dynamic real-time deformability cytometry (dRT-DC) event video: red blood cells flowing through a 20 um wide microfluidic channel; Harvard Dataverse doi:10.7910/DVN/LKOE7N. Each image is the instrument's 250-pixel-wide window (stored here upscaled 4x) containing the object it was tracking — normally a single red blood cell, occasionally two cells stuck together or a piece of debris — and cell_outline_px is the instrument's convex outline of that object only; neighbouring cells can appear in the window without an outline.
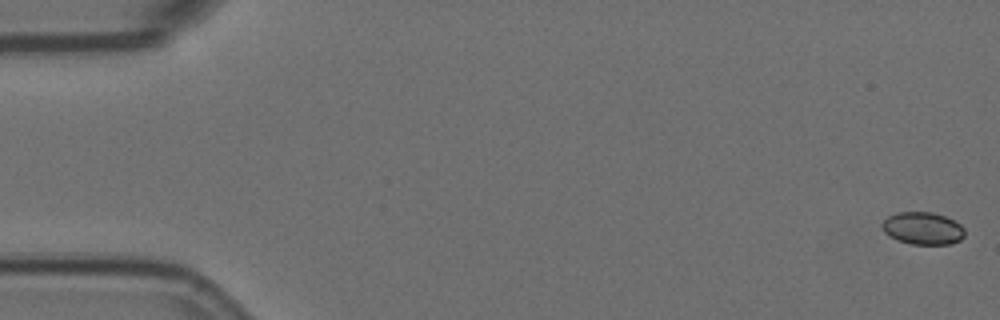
{"species": "Egyptian fruit bat (a non-hibernating species)", "species_latin": "Rousettus aegyptiacus", "temperature_condition": "room temperature", "stored_images_in_passage": 7, "camera_frame_rate_fps": 3000, "um_per_image_px": 0.085, "animal": {"sex": "female"}, "frame": {"image": 1, "passage_image": 1, "time_ms": 0.0, "image_size_px": [1000, 320], "cell_outline_px": [[964, 236], [960, 240], [952, 244], [912, 244], [896, 240], [884, 232], [880, 224], [888, 216], [896, 212], [932, 212], [944, 216], [960, 224], [964, 228]], "centroid_in_image_um": [78.42, 19.41], "position_along_channel_um": 6.6, "area_um2": 15.66}}
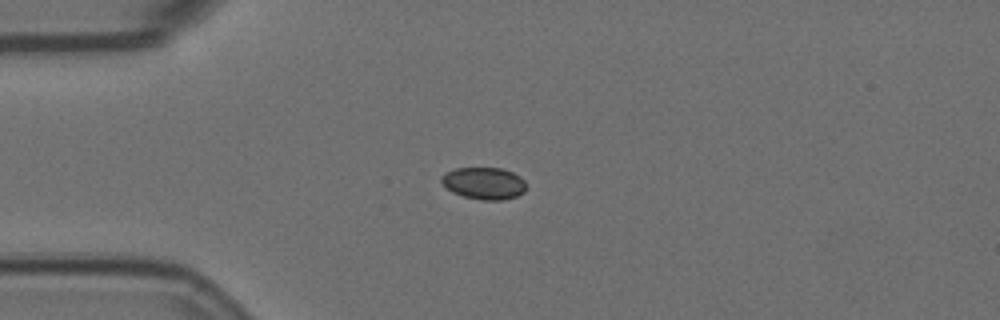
{"frame": {"image": 2, "passage_image": 5, "time_ms": 1.333, "image_size_px": [1000, 320], "cell_outline_px": [[524, 192], [516, 196], [504, 200], [480, 200], [464, 196], [452, 192], [440, 180], [440, 176], [444, 172], [456, 168], [500, 168], [512, 172], [520, 176], [524, 180]], "centroid_in_image_um": [41.11, 15.57], "position_along_channel_um": 43.9, "area_um2": 15.78}}
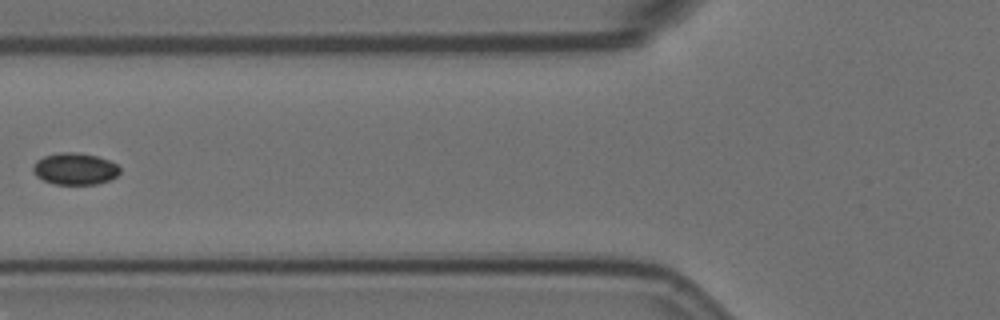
{"frame": {"image": 3, "passage_image": 7, "time_ms": 2.0, "image_size_px": [1000, 320], "cell_outline_px": [[120, 172], [116, 176], [108, 180], [96, 184], [56, 184], [44, 180], [36, 176], [32, 172], [32, 164], [36, 160], [44, 156], [60, 152], [80, 152], [96, 156], [108, 160], [116, 164], [120, 168]], "centroid_in_image_um": [6.33, 14.34], "position_along_channel_um": 119.5, "area_um2": 16.13}}